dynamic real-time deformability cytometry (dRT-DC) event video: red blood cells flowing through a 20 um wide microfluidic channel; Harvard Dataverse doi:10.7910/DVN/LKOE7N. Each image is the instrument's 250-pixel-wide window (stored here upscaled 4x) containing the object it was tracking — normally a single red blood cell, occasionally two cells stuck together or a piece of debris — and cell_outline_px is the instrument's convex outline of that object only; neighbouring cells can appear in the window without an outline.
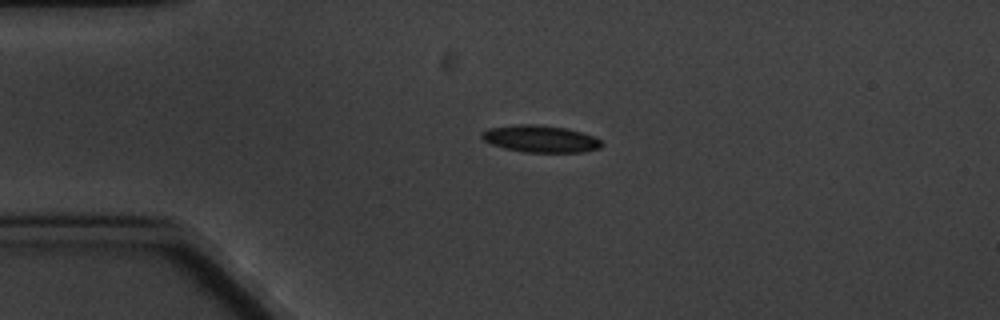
{"species": "common noctule bat (a hibernating species)", "species_latin": "Nyctalus noctula", "temperature_condition": "cold", "stored_images_in_passage": 4, "camera_frame_rate_fps": 3000, "um_per_image_px": 0.085, "animal": {"sex": "male", "body_mass_g": 20.1, "forearm_length_mm": 53.5}, "frame": {"image": 1, "passage_image": 3, "time_ms": 2.333, "image_size_px": [1000, 320], "cell_outline_px": [[604, 144], [600, 148], [584, 152], [524, 152], [504, 148], [492, 144], [484, 140], [480, 136], [480, 132], [488, 128], [520, 124], [536, 124], [564, 128], [580, 132], [592, 136], [600, 140]], "centroid_in_image_um": [45.91, 11.8], "position_along_channel_um": 39.1, "area_um2": 18.79}}